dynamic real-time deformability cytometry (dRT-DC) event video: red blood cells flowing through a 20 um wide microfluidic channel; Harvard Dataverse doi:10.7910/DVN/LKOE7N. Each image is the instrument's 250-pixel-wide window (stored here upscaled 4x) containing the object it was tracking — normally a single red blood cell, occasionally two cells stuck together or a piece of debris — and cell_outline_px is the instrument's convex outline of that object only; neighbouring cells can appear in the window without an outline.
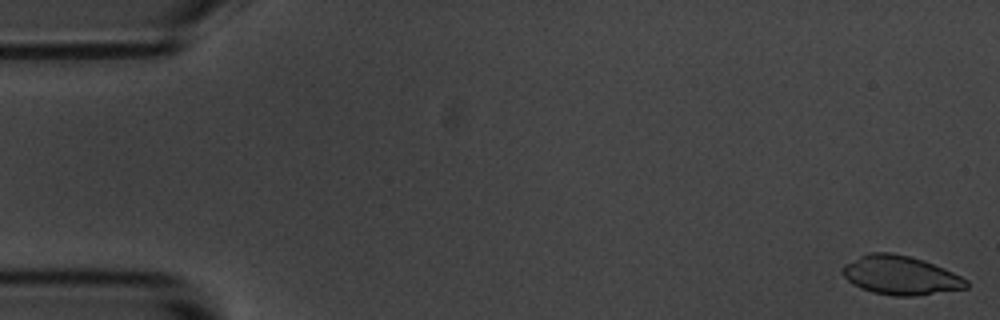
{"species": "common noctule bat (a hibernating species)", "species_latin": "Nyctalus noctula", "temperature_condition": "room temperature", "stored_images_in_passage": 4, "camera_frame_rate_fps": 3000, "um_per_image_px": 0.085, "animal": {"sex": "male", "body_mass_g": 20.1, "forearm_length_mm": 53.5}, "frame": {"image": 1, "passage_image": 1, "time_ms": 0.0, "image_size_px": [1000, 320], "cell_outline_px": [[968, 288], [912, 296], [892, 296], [872, 292], [860, 288], [852, 284], [840, 272], [840, 268], [844, 264], [868, 252], [892, 252], [924, 260], [944, 268], [968, 280]], "centroid_in_image_um": [76.5, 23.39], "position_along_channel_um": 8.5, "area_um2": 28.21}}